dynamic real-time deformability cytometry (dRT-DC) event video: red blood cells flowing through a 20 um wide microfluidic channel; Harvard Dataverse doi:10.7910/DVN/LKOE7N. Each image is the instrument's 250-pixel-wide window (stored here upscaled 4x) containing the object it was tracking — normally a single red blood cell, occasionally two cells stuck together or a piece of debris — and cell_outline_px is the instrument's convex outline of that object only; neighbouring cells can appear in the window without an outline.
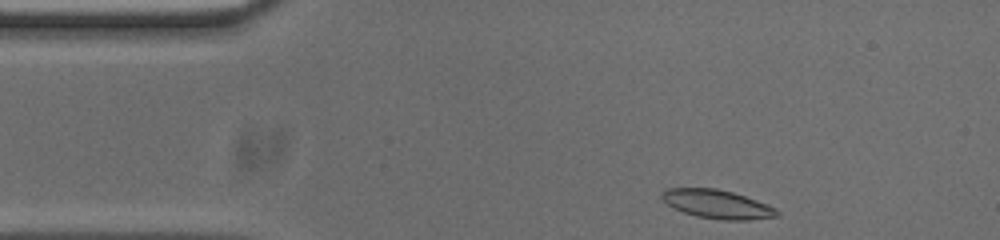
{"species": "common noctule bat (a hibernating species)", "species_latin": "Nyctalus noctula", "temperature_condition": "cold", "stored_images_in_passage": 47, "camera_frame_rate_fps": 3000, "um_per_image_px": 0.085, "animal": {"sex": "male", "body_mass_g": 20.0, "forearm_length_mm": 53.3}, "frame": {"image": 1, "passage_image": 1, "time_ms": 0.0, "image_size_px": [1000, 240], "cell_outline_px": [[780, 216], [748, 220], [720, 220], [696, 216], [672, 208], [660, 196], [660, 192], [668, 188], [716, 188], [732, 192], [768, 204], [776, 208], [780, 212]], "centroid_in_image_um": [60.97, 17.36], "position_along_channel_um": 24.0, "area_um2": 19.36}}
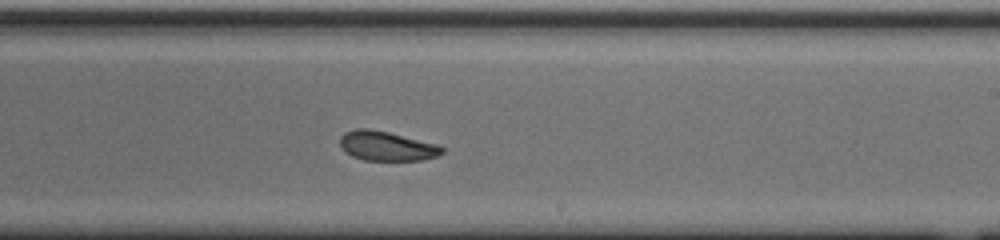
{"frame": {"image": 2, "passage_image": 24, "time_ms": 7.667, "image_size_px": [1000, 240], "cell_outline_px": [[444, 152], [436, 156], [424, 160], [364, 160], [352, 156], [340, 144], [340, 136], [344, 132], [356, 128], [368, 128], [388, 132], [440, 144], [444, 148]], "centroid_in_image_um": [32.91, 12.4], "position_along_channel_um": 256.1, "area_um2": 17.57}}
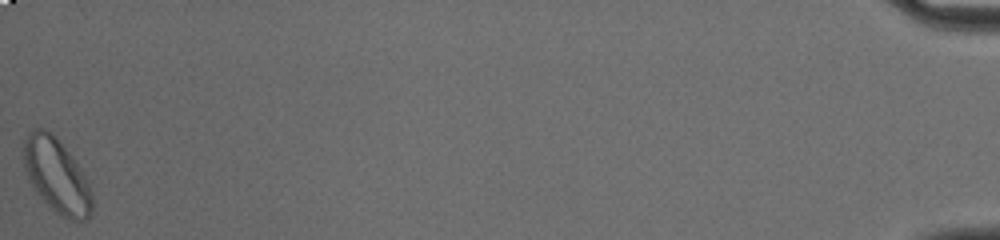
{"frame": {"image": 3, "passage_image": 47, "time_ms": 15.333, "image_size_px": [1000, 240], "cell_outline_px": [[92, 212], [88, 220], [68, 220], [56, 212], [36, 192], [28, 180], [24, 168], [24, 140], [28, 132], [36, 128], [44, 128], [52, 132], [56, 136], [72, 156], [88, 180], [92, 192]], "centroid_in_image_um": [4.83, 14.92], "position_along_channel_um": 430.4, "area_um2": 29.82}, "authors_computed_cell_mechanics": {"area_um2": 18.9006, "velocity_mm_per_s": 3.7187, "shape_relaxation_time_tau1_ms": 3.1063, "shape_relaxation_time_tau2_ms": 4.3888, "deformation_change_tau1": 0.0724, "deformation_change_tau2": 0.0951}}